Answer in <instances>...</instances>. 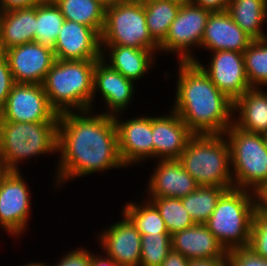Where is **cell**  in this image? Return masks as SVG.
<instances>
[{
  "instance_id": "obj_1",
  "label": "cell",
  "mask_w": 267,
  "mask_h": 266,
  "mask_svg": "<svg viewBox=\"0 0 267 266\" xmlns=\"http://www.w3.org/2000/svg\"><path fill=\"white\" fill-rule=\"evenodd\" d=\"M93 110L59 114L55 186L93 173L125 169L113 116ZM60 185V186H59Z\"/></svg>"
},
{
  "instance_id": "obj_2",
  "label": "cell",
  "mask_w": 267,
  "mask_h": 266,
  "mask_svg": "<svg viewBox=\"0 0 267 266\" xmlns=\"http://www.w3.org/2000/svg\"><path fill=\"white\" fill-rule=\"evenodd\" d=\"M171 108L193 134H224L233 124L234 102L193 62H178ZM232 118V119H231Z\"/></svg>"
},
{
  "instance_id": "obj_3",
  "label": "cell",
  "mask_w": 267,
  "mask_h": 266,
  "mask_svg": "<svg viewBox=\"0 0 267 266\" xmlns=\"http://www.w3.org/2000/svg\"><path fill=\"white\" fill-rule=\"evenodd\" d=\"M98 60L56 59L42 85L58 114L93 110L94 68Z\"/></svg>"
},
{
  "instance_id": "obj_4",
  "label": "cell",
  "mask_w": 267,
  "mask_h": 266,
  "mask_svg": "<svg viewBox=\"0 0 267 266\" xmlns=\"http://www.w3.org/2000/svg\"><path fill=\"white\" fill-rule=\"evenodd\" d=\"M178 160L199 186L234 188L230 148L224 134H194Z\"/></svg>"
},
{
  "instance_id": "obj_5",
  "label": "cell",
  "mask_w": 267,
  "mask_h": 266,
  "mask_svg": "<svg viewBox=\"0 0 267 266\" xmlns=\"http://www.w3.org/2000/svg\"><path fill=\"white\" fill-rule=\"evenodd\" d=\"M57 143L58 122L0 121V164L10 171H21L24 160L57 154Z\"/></svg>"
},
{
  "instance_id": "obj_6",
  "label": "cell",
  "mask_w": 267,
  "mask_h": 266,
  "mask_svg": "<svg viewBox=\"0 0 267 266\" xmlns=\"http://www.w3.org/2000/svg\"><path fill=\"white\" fill-rule=\"evenodd\" d=\"M255 209L254 192L232 188L221 195L204 224L227 252L247 247Z\"/></svg>"
},
{
  "instance_id": "obj_7",
  "label": "cell",
  "mask_w": 267,
  "mask_h": 266,
  "mask_svg": "<svg viewBox=\"0 0 267 266\" xmlns=\"http://www.w3.org/2000/svg\"><path fill=\"white\" fill-rule=\"evenodd\" d=\"M224 136L230 148L233 187L256 193L267 183V148L262 134L233 123Z\"/></svg>"
},
{
  "instance_id": "obj_8",
  "label": "cell",
  "mask_w": 267,
  "mask_h": 266,
  "mask_svg": "<svg viewBox=\"0 0 267 266\" xmlns=\"http://www.w3.org/2000/svg\"><path fill=\"white\" fill-rule=\"evenodd\" d=\"M100 40L101 45L148 49L155 54L159 52V44L151 37L146 24L144 5L133 0H122L106 7Z\"/></svg>"
},
{
  "instance_id": "obj_9",
  "label": "cell",
  "mask_w": 267,
  "mask_h": 266,
  "mask_svg": "<svg viewBox=\"0 0 267 266\" xmlns=\"http://www.w3.org/2000/svg\"><path fill=\"white\" fill-rule=\"evenodd\" d=\"M210 13L194 4L181 6L177 17L171 23L167 37L159 45V53L175 54L178 62H193L197 59L192 50L195 47L200 49Z\"/></svg>"
},
{
  "instance_id": "obj_10",
  "label": "cell",
  "mask_w": 267,
  "mask_h": 266,
  "mask_svg": "<svg viewBox=\"0 0 267 266\" xmlns=\"http://www.w3.org/2000/svg\"><path fill=\"white\" fill-rule=\"evenodd\" d=\"M59 114L50 105L42 84L14 83L0 121L58 122Z\"/></svg>"
},
{
  "instance_id": "obj_11",
  "label": "cell",
  "mask_w": 267,
  "mask_h": 266,
  "mask_svg": "<svg viewBox=\"0 0 267 266\" xmlns=\"http://www.w3.org/2000/svg\"><path fill=\"white\" fill-rule=\"evenodd\" d=\"M31 195L20 171H11L1 185L0 226L11 238H19L27 231L32 213Z\"/></svg>"
},
{
  "instance_id": "obj_12",
  "label": "cell",
  "mask_w": 267,
  "mask_h": 266,
  "mask_svg": "<svg viewBox=\"0 0 267 266\" xmlns=\"http://www.w3.org/2000/svg\"><path fill=\"white\" fill-rule=\"evenodd\" d=\"M122 114L113 116L117 129L118 151L123 165L128 168L153 159L152 115L121 119ZM121 116V117H120ZM120 118V119H119ZM145 160V161H144ZM139 162V163H138Z\"/></svg>"
},
{
  "instance_id": "obj_13",
  "label": "cell",
  "mask_w": 267,
  "mask_h": 266,
  "mask_svg": "<svg viewBox=\"0 0 267 266\" xmlns=\"http://www.w3.org/2000/svg\"><path fill=\"white\" fill-rule=\"evenodd\" d=\"M209 53H212V57L208 65H203L198 59L193 63L204 71L223 94L235 102L252 88L247 79L243 53L227 50Z\"/></svg>"
},
{
  "instance_id": "obj_14",
  "label": "cell",
  "mask_w": 267,
  "mask_h": 266,
  "mask_svg": "<svg viewBox=\"0 0 267 266\" xmlns=\"http://www.w3.org/2000/svg\"><path fill=\"white\" fill-rule=\"evenodd\" d=\"M15 83L42 84L56 58L52 47L36 41L3 52Z\"/></svg>"
},
{
  "instance_id": "obj_15",
  "label": "cell",
  "mask_w": 267,
  "mask_h": 266,
  "mask_svg": "<svg viewBox=\"0 0 267 266\" xmlns=\"http://www.w3.org/2000/svg\"><path fill=\"white\" fill-rule=\"evenodd\" d=\"M121 213L122 219L102 230L97 242L104 254L119 266H140L142 235L129 218Z\"/></svg>"
},
{
  "instance_id": "obj_16",
  "label": "cell",
  "mask_w": 267,
  "mask_h": 266,
  "mask_svg": "<svg viewBox=\"0 0 267 266\" xmlns=\"http://www.w3.org/2000/svg\"><path fill=\"white\" fill-rule=\"evenodd\" d=\"M135 83L112 69L102 59L94 68L92 106L96 101V93L105 101L106 109L102 114L114 116L128 110L135 94Z\"/></svg>"
},
{
  "instance_id": "obj_17",
  "label": "cell",
  "mask_w": 267,
  "mask_h": 266,
  "mask_svg": "<svg viewBox=\"0 0 267 266\" xmlns=\"http://www.w3.org/2000/svg\"><path fill=\"white\" fill-rule=\"evenodd\" d=\"M59 60L101 59L100 35L91 27L66 20L52 48Z\"/></svg>"
},
{
  "instance_id": "obj_18",
  "label": "cell",
  "mask_w": 267,
  "mask_h": 266,
  "mask_svg": "<svg viewBox=\"0 0 267 266\" xmlns=\"http://www.w3.org/2000/svg\"><path fill=\"white\" fill-rule=\"evenodd\" d=\"M193 135L172 110L168 115L152 116L153 158L157 161L179 159Z\"/></svg>"
},
{
  "instance_id": "obj_19",
  "label": "cell",
  "mask_w": 267,
  "mask_h": 266,
  "mask_svg": "<svg viewBox=\"0 0 267 266\" xmlns=\"http://www.w3.org/2000/svg\"><path fill=\"white\" fill-rule=\"evenodd\" d=\"M252 41L233 21L227 10L211 12L206 22L200 48L208 52L227 50L243 53Z\"/></svg>"
},
{
  "instance_id": "obj_20",
  "label": "cell",
  "mask_w": 267,
  "mask_h": 266,
  "mask_svg": "<svg viewBox=\"0 0 267 266\" xmlns=\"http://www.w3.org/2000/svg\"><path fill=\"white\" fill-rule=\"evenodd\" d=\"M147 183V197L181 198L199 186L178 159L158 160Z\"/></svg>"
},
{
  "instance_id": "obj_21",
  "label": "cell",
  "mask_w": 267,
  "mask_h": 266,
  "mask_svg": "<svg viewBox=\"0 0 267 266\" xmlns=\"http://www.w3.org/2000/svg\"><path fill=\"white\" fill-rule=\"evenodd\" d=\"M172 249L191 260L221 259L227 251L205 224L193 226L171 235Z\"/></svg>"
},
{
  "instance_id": "obj_22",
  "label": "cell",
  "mask_w": 267,
  "mask_h": 266,
  "mask_svg": "<svg viewBox=\"0 0 267 266\" xmlns=\"http://www.w3.org/2000/svg\"><path fill=\"white\" fill-rule=\"evenodd\" d=\"M101 51V59L106 64L134 83L141 80L156 64V54L148 49L101 45Z\"/></svg>"
},
{
  "instance_id": "obj_23",
  "label": "cell",
  "mask_w": 267,
  "mask_h": 266,
  "mask_svg": "<svg viewBox=\"0 0 267 266\" xmlns=\"http://www.w3.org/2000/svg\"><path fill=\"white\" fill-rule=\"evenodd\" d=\"M36 37V6L0 12V47L9 48L34 42Z\"/></svg>"
},
{
  "instance_id": "obj_24",
  "label": "cell",
  "mask_w": 267,
  "mask_h": 266,
  "mask_svg": "<svg viewBox=\"0 0 267 266\" xmlns=\"http://www.w3.org/2000/svg\"><path fill=\"white\" fill-rule=\"evenodd\" d=\"M233 123L247 132H267V90L252 87L234 102ZM237 115V116H236Z\"/></svg>"
},
{
  "instance_id": "obj_25",
  "label": "cell",
  "mask_w": 267,
  "mask_h": 266,
  "mask_svg": "<svg viewBox=\"0 0 267 266\" xmlns=\"http://www.w3.org/2000/svg\"><path fill=\"white\" fill-rule=\"evenodd\" d=\"M227 11L253 41L261 40L267 20V0H229Z\"/></svg>"
},
{
  "instance_id": "obj_26",
  "label": "cell",
  "mask_w": 267,
  "mask_h": 266,
  "mask_svg": "<svg viewBox=\"0 0 267 266\" xmlns=\"http://www.w3.org/2000/svg\"><path fill=\"white\" fill-rule=\"evenodd\" d=\"M66 20L93 28L101 35L105 9L97 0H53Z\"/></svg>"
},
{
  "instance_id": "obj_27",
  "label": "cell",
  "mask_w": 267,
  "mask_h": 266,
  "mask_svg": "<svg viewBox=\"0 0 267 266\" xmlns=\"http://www.w3.org/2000/svg\"><path fill=\"white\" fill-rule=\"evenodd\" d=\"M180 7L171 0H156L144 4L149 33L159 45L167 37L171 23L177 17Z\"/></svg>"
},
{
  "instance_id": "obj_28",
  "label": "cell",
  "mask_w": 267,
  "mask_h": 266,
  "mask_svg": "<svg viewBox=\"0 0 267 266\" xmlns=\"http://www.w3.org/2000/svg\"><path fill=\"white\" fill-rule=\"evenodd\" d=\"M123 212L141 235L169 233L157 208L147 199L126 202Z\"/></svg>"
},
{
  "instance_id": "obj_29",
  "label": "cell",
  "mask_w": 267,
  "mask_h": 266,
  "mask_svg": "<svg viewBox=\"0 0 267 266\" xmlns=\"http://www.w3.org/2000/svg\"><path fill=\"white\" fill-rule=\"evenodd\" d=\"M64 21L65 18L60 8L53 0H46L38 4L36 6L35 41L53 48Z\"/></svg>"
},
{
  "instance_id": "obj_30",
  "label": "cell",
  "mask_w": 267,
  "mask_h": 266,
  "mask_svg": "<svg viewBox=\"0 0 267 266\" xmlns=\"http://www.w3.org/2000/svg\"><path fill=\"white\" fill-rule=\"evenodd\" d=\"M225 191L222 187L198 186L194 192L181 197L182 204L194 223L204 224Z\"/></svg>"
},
{
  "instance_id": "obj_31",
  "label": "cell",
  "mask_w": 267,
  "mask_h": 266,
  "mask_svg": "<svg viewBox=\"0 0 267 266\" xmlns=\"http://www.w3.org/2000/svg\"><path fill=\"white\" fill-rule=\"evenodd\" d=\"M146 199L157 208L170 235L195 224L184 208L181 198L148 197Z\"/></svg>"
},
{
  "instance_id": "obj_32",
  "label": "cell",
  "mask_w": 267,
  "mask_h": 266,
  "mask_svg": "<svg viewBox=\"0 0 267 266\" xmlns=\"http://www.w3.org/2000/svg\"><path fill=\"white\" fill-rule=\"evenodd\" d=\"M245 71L251 87L267 88V43L254 40L243 52Z\"/></svg>"
},
{
  "instance_id": "obj_33",
  "label": "cell",
  "mask_w": 267,
  "mask_h": 266,
  "mask_svg": "<svg viewBox=\"0 0 267 266\" xmlns=\"http://www.w3.org/2000/svg\"><path fill=\"white\" fill-rule=\"evenodd\" d=\"M141 243L140 266H161L172 250L169 233L142 235Z\"/></svg>"
},
{
  "instance_id": "obj_34",
  "label": "cell",
  "mask_w": 267,
  "mask_h": 266,
  "mask_svg": "<svg viewBox=\"0 0 267 266\" xmlns=\"http://www.w3.org/2000/svg\"><path fill=\"white\" fill-rule=\"evenodd\" d=\"M248 247L259 256L267 259V212L262 211L257 206L254 211Z\"/></svg>"
},
{
  "instance_id": "obj_35",
  "label": "cell",
  "mask_w": 267,
  "mask_h": 266,
  "mask_svg": "<svg viewBox=\"0 0 267 266\" xmlns=\"http://www.w3.org/2000/svg\"><path fill=\"white\" fill-rule=\"evenodd\" d=\"M230 266H267V259L256 254L251 248H235L227 253Z\"/></svg>"
},
{
  "instance_id": "obj_36",
  "label": "cell",
  "mask_w": 267,
  "mask_h": 266,
  "mask_svg": "<svg viewBox=\"0 0 267 266\" xmlns=\"http://www.w3.org/2000/svg\"><path fill=\"white\" fill-rule=\"evenodd\" d=\"M53 266H91V251L84 246L78 247L63 255Z\"/></svg>"
},
{
  "instance_id": "obj_37",
  "label": "cell",
  "mask_w": 267,
  "mask_h": 266,
  "mask_svg": "<svg viewBox=\"0 0 267 266\" xmlns=\"http://www.w3.org/2000/svg\"><path fill=\"white\" fill-rule=\"evenodd\" d=\"M14 83L8 60L2 54L0 55V112L3 110Z\"/></svg>"
},
{
  "instance_id": "obj_38",
  "label": "cell",
  "mask_w": 267,
  "mask_h": 266,
  "mask_svg": "<svg viewBox=\"0 0 267 266\" xmlns=\"http://www.w3.org/2000/svg\"><path fill=\"white\" fill-rule=\"evenodd\" d=\"M46 0H0V12L37 6Z\"/></svg>"
},
{
  "instance_id": "obj_39",
  "label": "cell",
  "mask_w": 267,
  "mask_h": 266,
  "mask_svg": "<svg viewBox=\"0 0 267 266\" xmlns=\"http://www.w3.org/2000/svg\"><path fill=\"white\" fill-rule=\"evenodd\" d=\"M193 4L210 12H221L228 9L229 0H194Z\"/></svg>"
},
{
  "instance_id": "obj_40",
  "label": "cell",
  "mask_w": 267,
  "mask_h": 266,
  "mask_svg": "<svg viewBox=\"0 0 267 266\" xmlns=\"http://www.w3.org/2000/svg\"><path fill=\"white\" fill-rule=\"evenodd\" d=\"M189 261L184 255L172 249L161 266H188Z\"/></svg>"
},
{
  "instance_id": "obj_41",
  "label": "cell",
  "mask_w": 267,
  "mask_h": 266,
  "mask_svg": "<svg viewBox=\"0 0 267 266\" xmlns=\"http://www.w3.org/2000/svg\"><path fill=\"white\" fill-rule=\"evenodd\" d=\"M188 266H230L228 256L221 259L191 260Z\"/></svg>"
},
{
  "instance_id": "obj_42",
  "label": "cell",
  "mask_w": 267,
  "mask_h": 266,
  "mask_svg": "<svg viewBox=\"0 0 267 266\" xmlns=\"http://www.w3.org/2000/svg\"><path fill=\"white\" fill-rule=\"evenodd\" d=\"M91 266H119V265L112 258L106 255L93 254V252L91 251Z\"/></svg>"
},
{
  "instance_id": "obj_43",
  "label": "cell",
  "mask_w": 267,
  "mask_h": 266,
  "mask_svg": "<svg viewBox=\"0 0 267 266\" xmlns=\"http://www.w3.org/2000/svg\"><path fill=\"white\" fill-rule=\"evenodd\" d=\"M256 206L262 211L267 212V183L264 184L256 193Z\"/></svg>"
},
{
  "instance_id": "obj_44",
  "label": "cell",
  "mask_w": 267,
  "mask_h": 266,
  "mask_svg": "<svg viewBox=\"0 0 267 266\" xmlns=\"http://www.w3.org/2000/svg\"><path fill=\"white\" fill-rule=\"evenodd\" d=\"M11 171L5 167L4 165L0 164V188L1 185L4 181V179L7 177V175L10 173Z\"/></svg>"
},
{
  "instance_id": "obj_45",
  "label": "cell",
  "mask_w": 267,
  "mask_h": 266,
  "mask_svg": "<svg viewBox=\"0 0 267 266\" xmlns=\"http://www.w3.org/2000/svg\"><path fill=\"white\" fill-rule=\"evenodd\" d=\"M179 6L193 5L194 0H171Z\"/></svg>"
},
{
  "instance_id": "obj_46",
  "label": "cell",
  "mask_w": 267,
  "mask_h": 266,
  "mask_svg": "<svg viewBox=\"0 0 267 266\" xmlns=\"http://www.w3.org/2000/svg\"><path fill=\"white\" fill-rule=\"evenodd\" d=\"M97 1L100 2L102 5H104L105 7H109L122 0H97Z\"/></svg>"
},
{
  "instance_id": "obj_47",
  "label": "cell",
  "mask_w": 267,
  "mask_h": 266,
  "mask_svg": "<svg viewBox=\"0 0 267 266\" xmlns=\"http://www.w3.org/2000/svg\"><path fill=\"white\" fill-rule=\"evenodd\" d=\"M23 266H48V264L45 262H31V263H27V264H24Z\"/></svg>"
},
{
  "instance_id": "obj_48",
  "label": "cell",
  "mask_w": 267,
  "mask_h": 266,
  "mask_svg": "<svg viewBox=\"0 0 267 266\" xmlns=\"http://www.w3.org/2000/svg\"><path fill=\"white\" fill-rule=\"evenodd\" d=\"M133 1L139 2V3L144 5L145 3H148V2H151V1H156V0H133Z\"/></svg>"
},
{
  "instance_id": "obj_49",
  "label": "cell",
  "mask_w": 267,
  "mask_h": 266,
  "mask_svg": "<svg viewBox=\"0 0 267 266\" xmlns=\"http://www.w3.org/2000/svg\"><path fill=\"white\" fill-rule=\"evenodd\" d=\"M261 40L264 42V43H267V33H263V36L261 38Z\"/></svg>"
},
{
  "instance_id": "obj_50",
  "label": "cell",
  "mask_w": 267,
  "mask_h": 266,
  "mask_svg": "<svg viewBox=\"0 0 267 266\" xmlns=\"http://www.w3.org/2000/svg\"><path fill=\"white\" fill-rule=\"evenodd\" d=\"M262 136L264 138L265 145H266V148H267V132L266 133H263Z\"/></svg>"
}]
</instances>
